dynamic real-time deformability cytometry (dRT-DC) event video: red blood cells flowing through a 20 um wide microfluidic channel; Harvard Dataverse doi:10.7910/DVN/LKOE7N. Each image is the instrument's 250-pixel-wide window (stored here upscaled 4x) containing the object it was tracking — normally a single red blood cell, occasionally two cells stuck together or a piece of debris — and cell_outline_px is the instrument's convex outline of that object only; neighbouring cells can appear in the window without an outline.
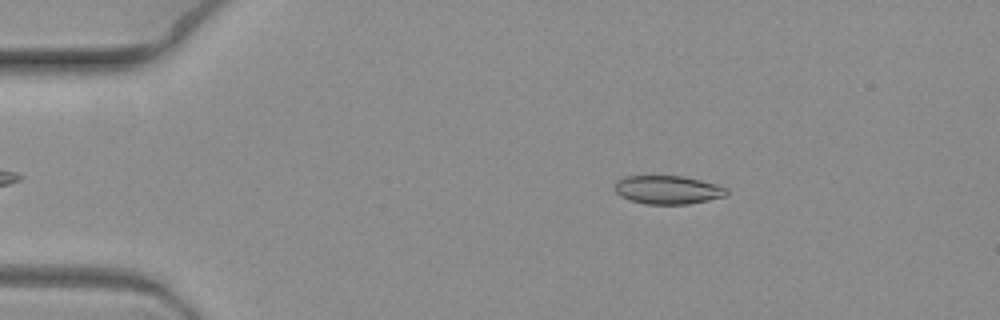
{"species": "common noctule bat (a hibernating species)", "species_latin": "Nyctalus noctula", "temperature_condition": "warm", "stored_images_in_passage": 8, "camera_frame_rate_fps": 3000, "um_per_image_px": 0.085, "animal": {"sex": "female", "body_mass_g": 19.3, "forearm_length_mm": 54.1}, "frame": {"image": 1, "passage_image": 3, "time_ms": 0.667, "image_size_px": [1000, 320], "cell_outline_px": [[728, 192], [724, 196], [708, 200], [688, 204], [644, 204], [620, 196], [612, 188], [616, 180], [624, 176], [684, 176], [716, 184], [728, 188]], "centroid_in_image_um": [56.72, 16.13], "position_along_channel_um": 28.3, "area_um2": 18.67}}
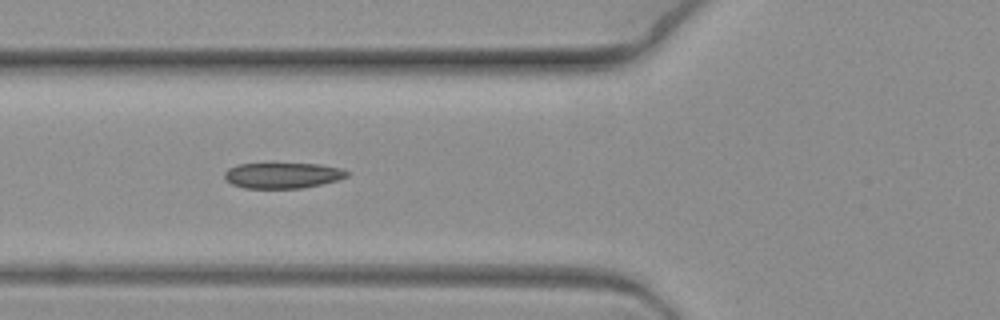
{"frame": {"image": 2, "passage_image": 7, "time_ms": 2.0, "image_size_px": [1000, 320], "cell_outline_px": [[348, 176], [336, 180], [320, 184], [300, 188], [244, 188], [232, 184], [224, 176], [224, 172], [228, 168], [240, 164], [320, 164], [340, 168], [348, 172]], "centroid_in_image_um": [24.0, 14.91], "position_along_channel_um": 101.8, "area_um2": 18.03}}
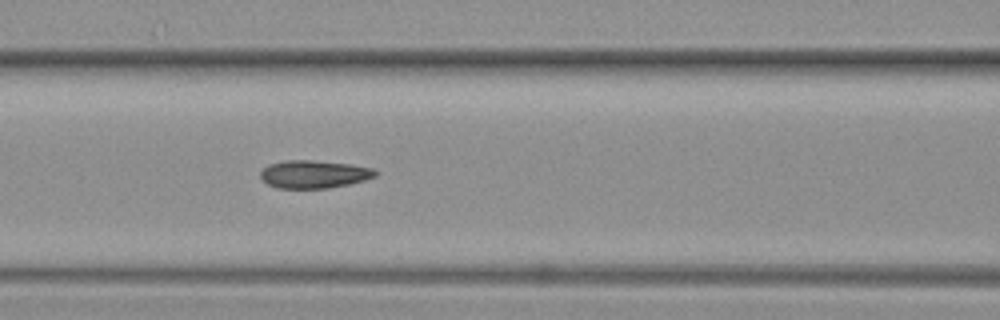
{"frame": {"image": 3, "passage_image": 8, "time_ms": 2.333, "image_size_px": [1000, 320], "cell_outline_px": [[376, 176], [364, 180], [348, 184], [328, 188], [276, 188], [268, 184], [260, 176], [260, 172], [268, 164], [288, 160], [312, 160], [352, 164], [372, 168], [376, 172]], "centroid_in_image_um": [26.67, 14.8], "position_along_channel_um": 139.9, "area_um2": 18.55}}